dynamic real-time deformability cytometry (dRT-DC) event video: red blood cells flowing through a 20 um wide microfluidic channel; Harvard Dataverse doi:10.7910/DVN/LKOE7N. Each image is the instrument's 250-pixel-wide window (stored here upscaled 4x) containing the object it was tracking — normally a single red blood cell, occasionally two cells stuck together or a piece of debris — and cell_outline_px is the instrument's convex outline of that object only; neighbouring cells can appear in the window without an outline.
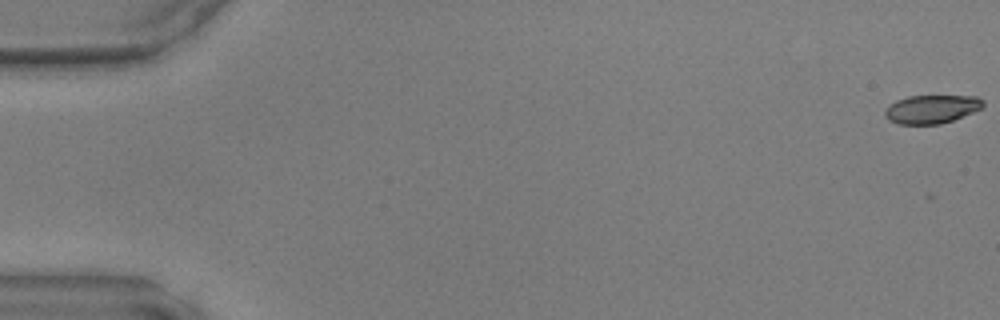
{"species": "common noctule bat (a hibernating species)", "species_latin": "Nyctalus noctula", "temperature_condition": "warm", "stored_images_in_passage": 6, "camera_frame_rate_fps": 3000, "um_per_image_px": 0.085, "animal": {"sex": "male", "body_mass_g": 17.9, "forearm_length_mm": 54.2}, "frame": {"image": 1, "passage_image": 1, "time_ms": 0.0, "image_size_px": [1000, 320], "cell_outline_px": [[984, 104], [980, 108], [972, 112], [952, 120], [940, 124], [896, 124], [888, 120], [884, 116], [884, 112], [896, 100], [908, 96], [976, 96], [984, 100]], "centroid_in_image_um": [79.16, 9.28], "position_along_channel_um": 5.8, "area_um2": 16.13}}